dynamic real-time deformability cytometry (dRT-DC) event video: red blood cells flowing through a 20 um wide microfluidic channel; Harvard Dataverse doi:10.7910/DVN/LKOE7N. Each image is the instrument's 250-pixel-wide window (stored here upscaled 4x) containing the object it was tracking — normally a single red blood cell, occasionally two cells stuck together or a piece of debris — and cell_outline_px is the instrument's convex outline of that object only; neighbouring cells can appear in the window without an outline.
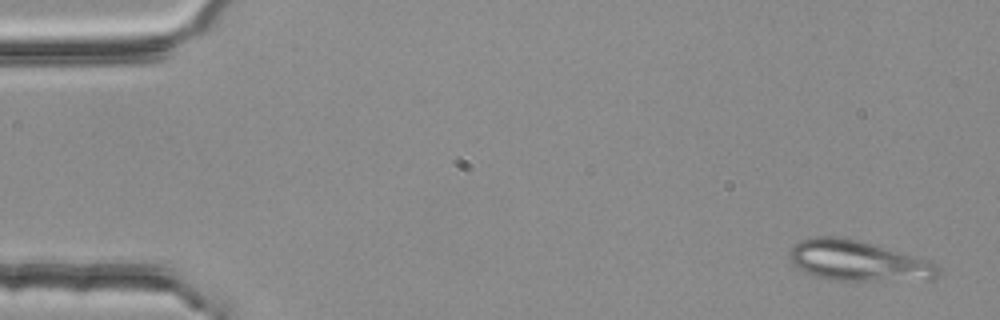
{"species": "common noctule bat (a hibernating species)", "species_latin": "Nyctalus noctula", "temperature_condition": "room temperature", "stored_images_in_passage": 5, "camera_frame_rate_fps": 3000, "um_per_image_px": 0.085, "animal": {"sex": "female", "body_mass_g": 25.1}, "frame": {"image": 1, "passage_image": 1, "time_ms": 0.0, "image_size_px": [1000, 320], "cell_outline_px": [[940, 272], [932, 280], [836, 280], [816, 276], [804, 272], [792, 264], [792, 248], [800, 240], [812, 236], [840, 236], [924, 256], [936, 264], [940, 268]], "centroid_in_image_um": [73.04, 22.16], "position_along_channel_um": 12.0, "area_um2": 35.32}}